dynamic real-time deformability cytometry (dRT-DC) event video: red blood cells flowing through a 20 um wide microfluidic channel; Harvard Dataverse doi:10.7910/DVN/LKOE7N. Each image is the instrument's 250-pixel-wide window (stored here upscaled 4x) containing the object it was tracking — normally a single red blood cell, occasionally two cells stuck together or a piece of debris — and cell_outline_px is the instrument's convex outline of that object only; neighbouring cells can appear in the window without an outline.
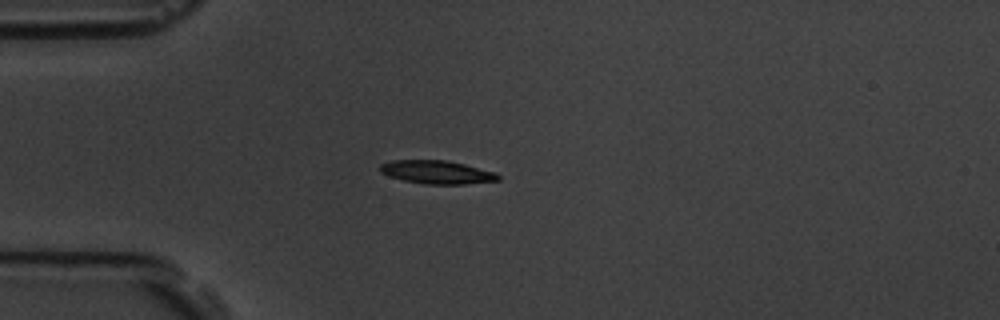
{"species": "common noctule bat (a hibernating species)", "species_latin": "Nyctalus noctula", "temperature_condition": "room temperature", "stored_images_in_passage": 43, "camera_frame_rate_fps": 3000, "um_per_image_px": 0.085, "animal": {"sex": "male", "body_mass_g": 19.5, "forearm_length_mm": 54.6}, "frame": {"image": 1, "passage_image": 1, "time_ms": 0.0, "image_size_px": [1000, 320], "cell_outline_px": [[500, 180], [464, 184], [424, 184], [404, 180], [388, 176], [380, 172], [380, 164], [392, 160], [448, 160], [496, 172], [500, 176]], "centroid_in_image_um": [37.14, 14.63], "position_along_channel_um": 47.9, "area_um2": 16.07}}
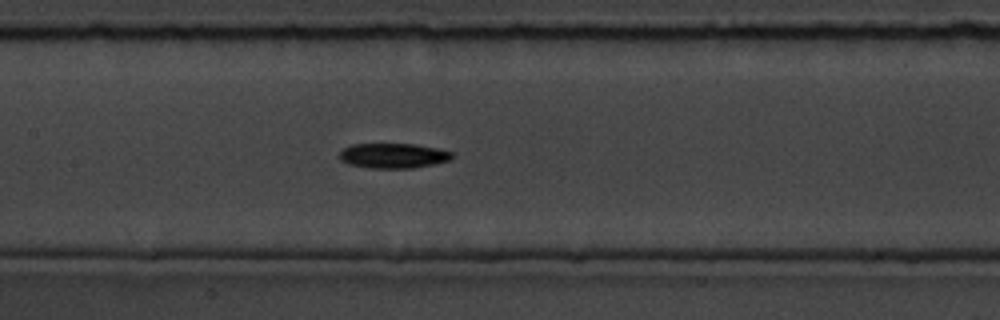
{"frame": {"image": 2, "passage_image": 13, "time_ms": 4.0, "image_size_px": [1000, 320], "cell_outline_px": [[452, 160], [436, 164], [412, 168], [368, 168], [348, 164], [340, 160], [340, 152], [344, 148], [352, 144], [412, 144], [436, 148], [452, 152]], "centroid_in_image_um": [33.43, 13.24], "position_along_channel_um": 174.0, "area_um2": 16.42}}
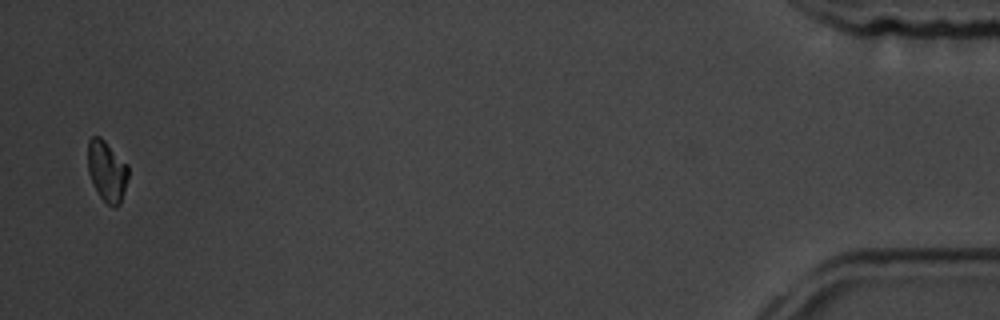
{"frame": {"image": 3, "passage_image": 42, "time_ms": 13.667, "image_size_px": [1000, 320], "cell_outline_px": [[128, 176], [124, 192], [120, 204], [116, 208], [112, 208], [100, 196], [88, 172], [88, 140], [92, 136], [100, 136], [128, 164]], "centroid_in_image_um": [9.1, 14.54], "position_along_channel_um": 426.1, "area_um2": 14.28}, "authors_computed_cell_mechanics": {"area_um2": 16.0106, "velocity_mm_per_s": 3.5369, "shape_relaxation_time_tau1_ms": 3.4165, "shape_relaxation_time_tau2_ms": null, "deformation_change_tau1": 0.1076, "deformation_change_tau2": null}}